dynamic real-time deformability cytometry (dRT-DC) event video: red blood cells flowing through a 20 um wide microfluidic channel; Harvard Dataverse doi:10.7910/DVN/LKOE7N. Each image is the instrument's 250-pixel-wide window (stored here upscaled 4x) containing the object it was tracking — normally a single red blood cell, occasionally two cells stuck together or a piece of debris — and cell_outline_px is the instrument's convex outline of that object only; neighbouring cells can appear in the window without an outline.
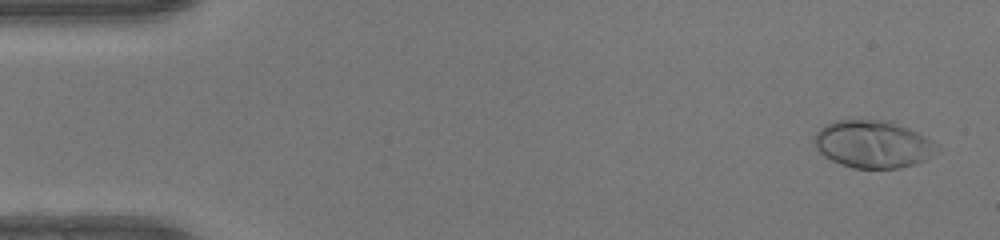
{"species": "human", "species_latin": "Homo sapiens", "temperature_condition": "warm", "stored_images_in_passage": 49, "camera_frame_rate_fps": 3000, "um_per_image_px": 0.085, "donor": {"sex": "female"}, "frame": {"image": 1, "passage_image": 2, "time_ms": 0.333, "image_size_px": [1000, 240], "cell_outline_px": [[944, 148], [940, 152], [916, 164], [900, 168], [852, 168], [840, 164], [824, 156], [816, 148], [812, 140], [816, 132], [824, 124], [836, 120], [892, 120], [924, 136]], "centroid_in_image_um": [74.22, 12.25], "position_along_channel_um": 10.8, "area_um2": 34.45}}
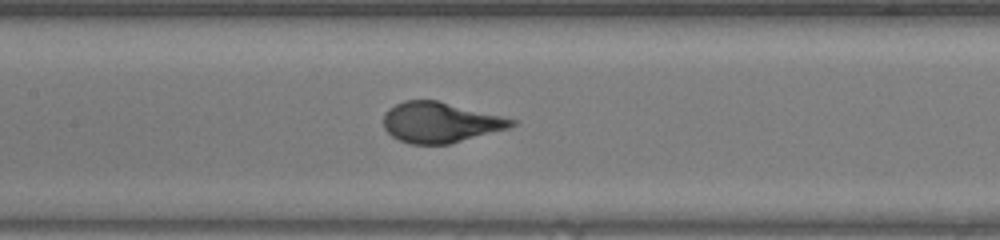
{"frame": {"image": 2, "passage_image": 23, "time_ms": 7.333, "image_size_px": [1000, 240], "cell_outline_px": [[516, 124], [508, 128], [448, 144], [408, 144], [392, 136], [384, 128], [384, 112], [388, 108], [404, 100], [436, 100], [516, 120]], "centroid_in_image_um": [37.36, 10.4], "position_along_channel_um": 170.0, "area_um2": 29.77}}
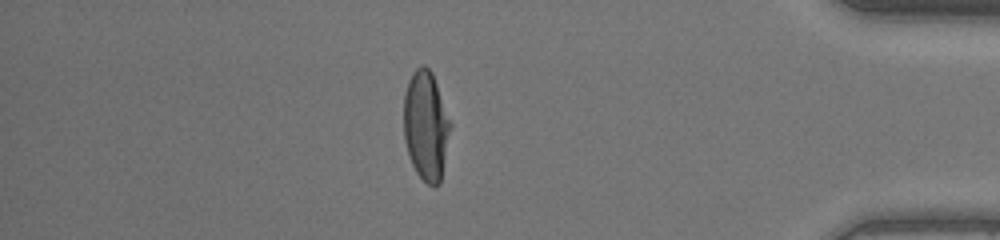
{"frame": {"image": 3, "passage_image": 42, "time_ms": 13.667, "image_size_px": [1000, 240], "cell_outline_px": [[452, 124], [440, 184], [436, 188], [428, 184], [416, 172], [412, 164], [404, 140], [404, 96], [408, 80], [412, 72], [420, 64], [424, 64], [432, 72]], "centroid_in_image_um": [36.21, 10.67], "position_along_channel_um": 399.0, "area_um2": 29.94}}